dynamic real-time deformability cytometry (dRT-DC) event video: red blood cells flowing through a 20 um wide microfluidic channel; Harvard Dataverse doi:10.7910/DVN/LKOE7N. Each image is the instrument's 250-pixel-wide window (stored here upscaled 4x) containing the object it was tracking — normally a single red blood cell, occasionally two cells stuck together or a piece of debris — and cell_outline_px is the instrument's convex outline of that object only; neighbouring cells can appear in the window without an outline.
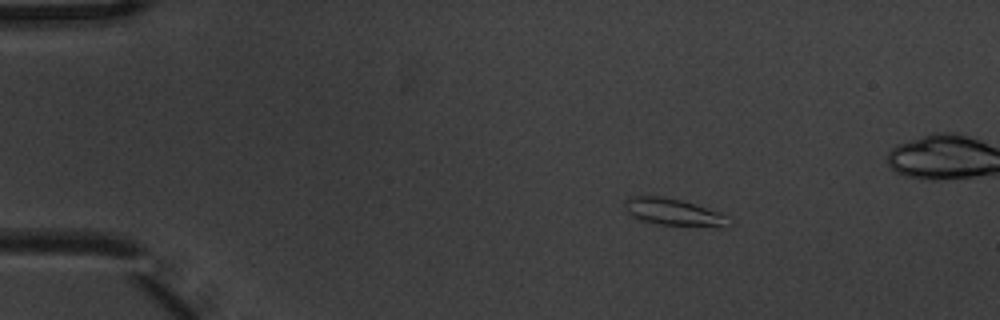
{"species": "common noctule bat (a hibernating species)", "species_latin": "Nyctalus noctula", "temperature_condition": "warm", "stored_images_in_passage": 6, "camera_frame_rate_fps": 3000, "um_per_image_px": 0.085, "animal": {"sex": "male", "body_mass_g": 20.1, "forearm_length_mm": 53.5}, "frame": {"image": 1, "passage_image": 3, "time_ms": 0.667, "image_size_px": [1000, 320], "cell_outline_px": [[732, 224], [724, 228], [720, 228], [660, 224], [640, 220], [632, 216], [628, 212], [624, 204], [624, 200], [628, 196], [660, 196], [680, 200], [720, 212]], "centroid_in_image_um": [57.26, 18.05], "position_along_channel_um": 27.7, "area_um2": 16.42}}